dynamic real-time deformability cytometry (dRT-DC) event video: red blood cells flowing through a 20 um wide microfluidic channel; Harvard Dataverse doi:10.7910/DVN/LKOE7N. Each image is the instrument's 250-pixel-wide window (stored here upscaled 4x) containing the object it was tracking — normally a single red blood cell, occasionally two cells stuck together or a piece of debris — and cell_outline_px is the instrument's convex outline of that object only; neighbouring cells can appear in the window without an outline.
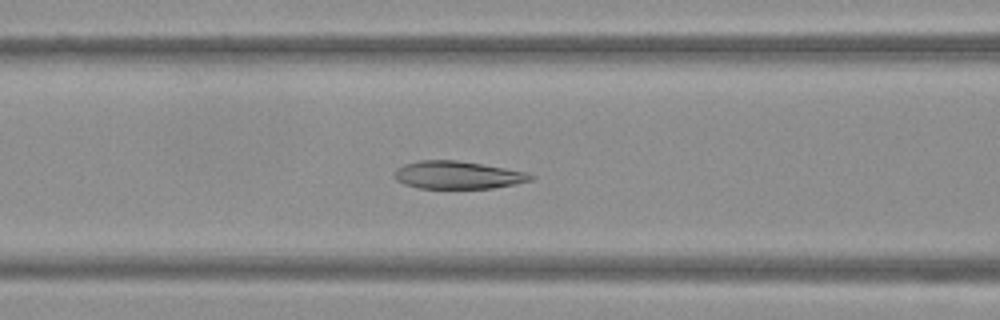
{"species": "Egyptian fruit bat (a non-hibernating species)", "species_latin": "Rousettus aegyptiacus", "temperature_condition": "warm", "stored_images_in_passage": 58, "camera_frame_rate_fps": 3000, "um_per_image_px": 0.085, "frame": {"image": 1, "passage_image": 23, "time_ms": 7.333, "image_size_px": [1000, 320], "cell_outline_px": [[536, 176], [532, 180], [516, 184], [492, 188], [420, 188], [404, 184], [396, 180], [396, 168], [404, 164], [420, 160], [456, 160], [528, 172]], "centroid_in_image_um": [38.93, 14.88], "position_along_channel_um": 127.7, "area_um2": 21.91}}
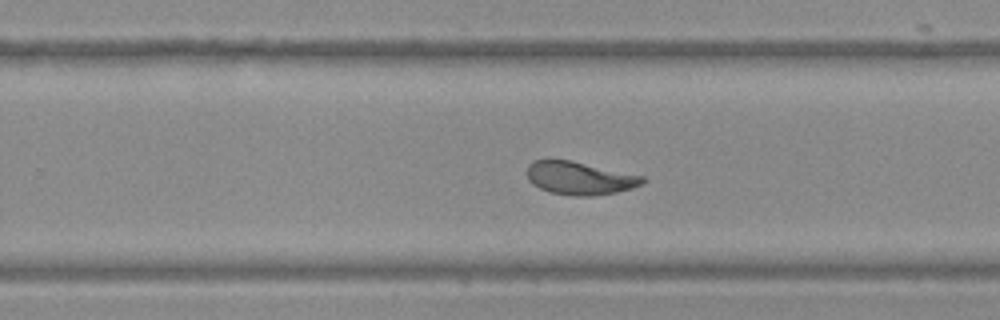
{"frame": {"image": 2, "passage_image": 36, "time_ms": 11.667, "image_size_px": [1000, 320], "cell_outline_px": [[648, 180], [644, 184], [632, 188], [616, 192], [592, 196], [576, 196], [548, 192], [532, 184], [528, 180], [528, 164], [532, 160], [552, 156], [572, 160], [644, 176]], "centroid_in_image_um": [49.24, 15.1], "position_along_channel_um": 280.6, "area_um2": 23.0}}
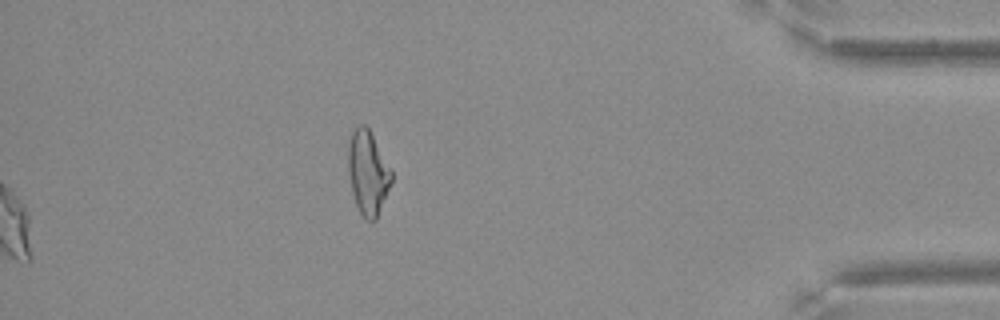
{"frame": {"image": 3, "passage_image": 58, "time_ms": 19.0, "image_size_px": [1000, 320], "cell_outline_px": [[392, 180], [376, 220], [368, 220], [360, 212], [356, 204], [352, 192], [348, 172], [348, 140], [352, 132], [360, 124], [364, 124], [368, 128], [392, 168]], "centroid_in_image_um": [31.27, 14.64], "position_along_channel_um": 403.9, "area_um2": 21.1}}